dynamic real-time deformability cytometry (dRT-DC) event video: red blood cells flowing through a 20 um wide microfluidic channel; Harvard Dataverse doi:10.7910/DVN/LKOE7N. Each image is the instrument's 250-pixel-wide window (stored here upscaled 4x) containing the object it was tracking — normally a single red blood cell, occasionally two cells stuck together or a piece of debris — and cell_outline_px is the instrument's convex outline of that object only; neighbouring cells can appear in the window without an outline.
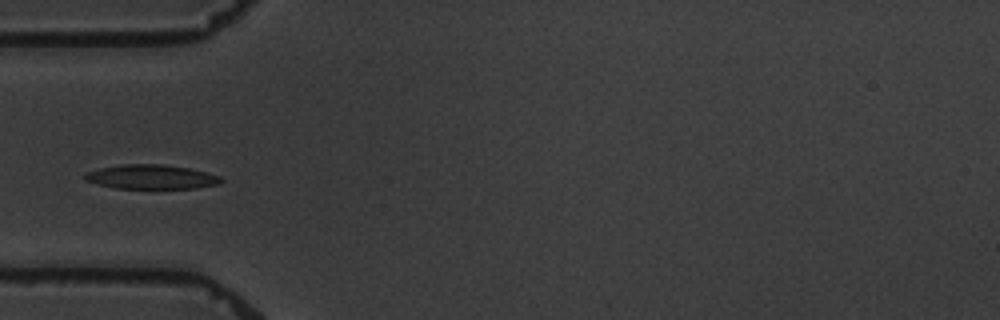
{"species": "common noctule bat (a hibernating species)", "species_latin": "Nyctalus noctula", "temperature_condition": "warm", "stored_images_in_passage": 15, "camera_frame_rate_fps": 3000, "um_per_image_px": 0.085, "animal": {"sex": "male", "body_mass_g": 19.5, "forearm_length_mm": 54.6}, "frame": {"image": 1, "passage_image": 5, "time_ms": 6.0, "image_size_px": [1000, 320], "cell_outline_px": [[224, 180], [220, 184], [196, 188], [116, 188], [96, 184], [84, 180], [84, 176], [88, 172], [100, 168], [120, 164], [164, 164], [188, 168], [220, 176]], "centroid_in_image_um": [12.86, 15.03], "position_along_channel_um": 72.1, "area_um2": 19.25}}
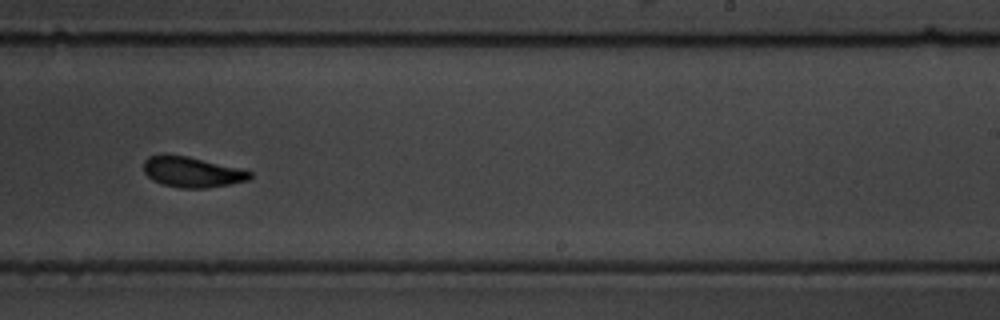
{"frame": {"image": 2, "passage_image": 10, "time_ms": 12.0, "image_size_px": [1000, 320], "cell_outline_px": [[252, 176], [248, 180], [208, 188], [180, 188], [160, 184], [152, 180], [144, 172], [144, 160], [148, 156], [164, 152], [168, 152], [188, 156], [252, 172]], "centroid_in_image_um": [16.22, 14.6], "position_along_channel_um": 272.8, "area_um2": 19.07}}
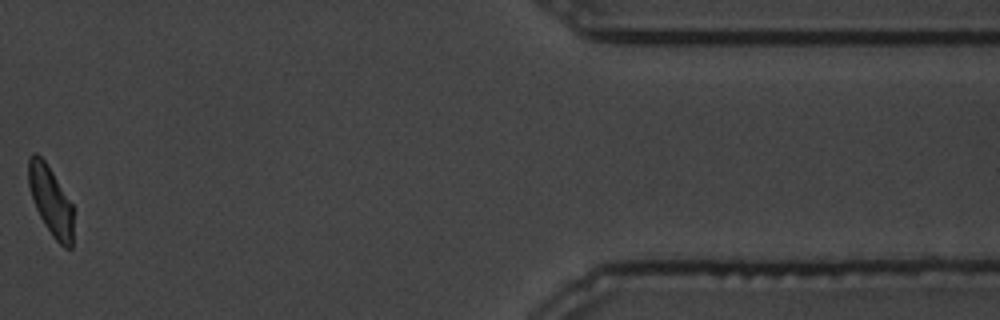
{"frame": {"image": 3, "passage_image": 14, "time_ms": 17.667, "image_size_px": [1000, 320], "cell_outline_px": [[72, 248], [64, 248], [52, 236], [44, 224], [36, 208], [28, 184], [28, 160], [32, 152], [36, 152], [44, 160], [52, 172], [72, 204]], "centroid_in_image_um": [4.29, 17.06], "position_along_channel_um": 407.1, "area_um2": 17.74}, "authors_computed_cell_mechanics": {"area_um2": 19.4208, "velocity_mm_per_s": 3.3516, "shape_relaxation_time_tau1_ms": 3.2288, "shape_relaxation_time_tau2_ms": 2.2217, "deformation_change_tau1": 0.1497, "deformation_change_tau2": 0.0598}}